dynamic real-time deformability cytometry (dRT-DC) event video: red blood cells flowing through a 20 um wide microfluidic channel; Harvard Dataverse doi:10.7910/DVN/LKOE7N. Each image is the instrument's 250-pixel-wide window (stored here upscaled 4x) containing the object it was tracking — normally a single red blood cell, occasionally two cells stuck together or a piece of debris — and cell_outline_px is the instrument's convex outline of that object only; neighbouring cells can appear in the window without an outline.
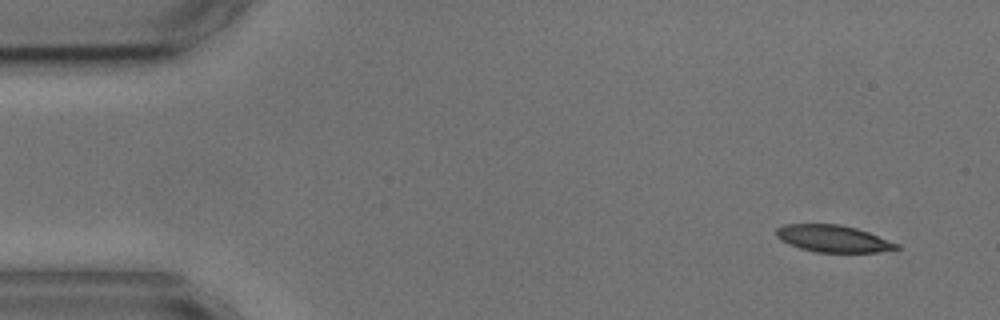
{"species": "common noctule bat (a hibernating species)", "species_latin": "Nyctalus noctula", "temperature_condition": "cold", "stored_images_in_passage": 3, "camera_frame_rate_fps": 3000, "um_per_image_px": 0.085, "animal": {"sex": "male", "body_mass_g": 17.9, "forearm_length_mm": 54.2}, "frame": {"image": 1, "passage_image": 1, "time_ms": 0.0, "image_size_px": [1000, 320], "cell_outline_px": [[900, 248], [880, 252], [816, 252], [800, 248], [788, 244], [780, 240], [776, 236], [776, 228], [784, 224], [840, 224], [856, 228], [868, 232], [900, 244]], "centroid_in_image_um": [70.81, 20.28], "position_along_channel_um": 14.2, "area_um2": 18.96}}
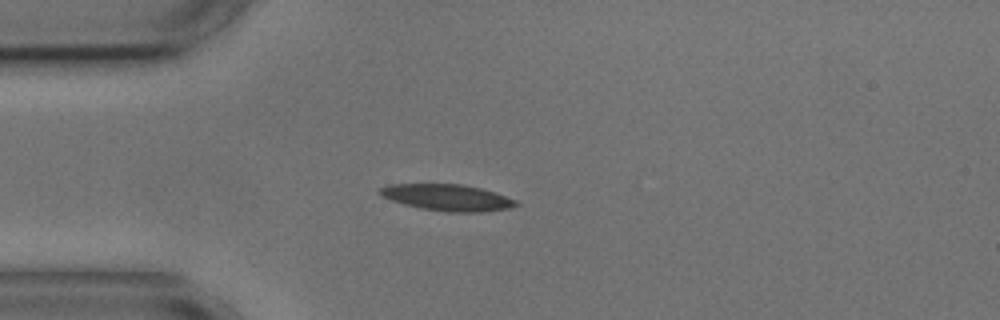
{"frame": {"image": 2, "passage_image": 3, "time_ms": 3.333, "image_size_px": [1000, 320], "cell_outline_px": [[520, 204], [508, 208], [480, 212], [448, 212], [420, 208], [404, 204], [380, 196], [376, 192], [380, 188], [388, 184], [464, 184], [480, 188], [516, 200]], "centroid_in_image_um": [37.96, 16.78], "position_along_channel_um": 47.0, "area_um2": 20.87}}